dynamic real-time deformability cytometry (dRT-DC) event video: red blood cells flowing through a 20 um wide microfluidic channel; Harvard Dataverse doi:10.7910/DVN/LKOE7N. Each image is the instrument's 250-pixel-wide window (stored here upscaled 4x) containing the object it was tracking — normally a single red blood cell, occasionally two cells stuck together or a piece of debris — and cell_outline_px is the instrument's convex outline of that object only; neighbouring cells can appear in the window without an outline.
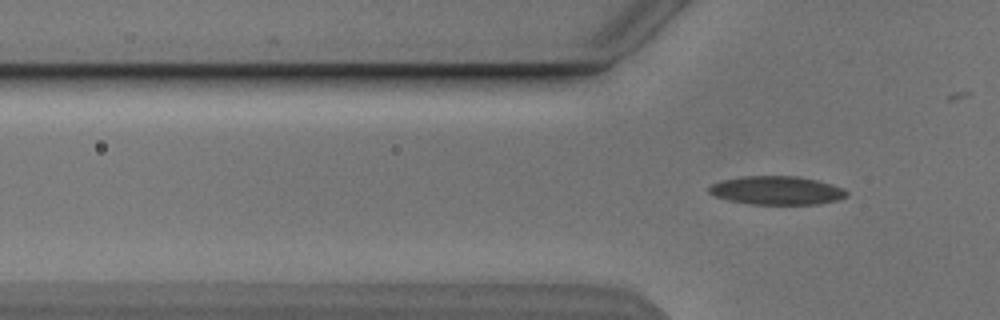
{"species": "Egyptian fruit bat (a non-hibernating species)", "species_latin": "Rousettus aegyptiacus", "temperature_condition": "cold", "stored_images_in_passage": 4, "camera_frame_rate_fps": 3000, "um_per_image_px": 0.085, "animal": {"sex": "male"}, "frame": {"image": 1, "passage_image": 4, "time_ms": 3.667, "image_size_px": [1000, 320], "cell_outline_px": [[848, 196], [836, 200], [816, 204], [752, 204], [728, 200], [716, 196], [708, 192], [708, 188], [712, 184], [724, 180], [744, 176], [796, 176], [816, 180], [832, 184], [844, 188], [848, 192]], "centroid_in_image_um": [66.05, 16.18], "position_along_channel_um": 59.8, "area_um2": 22.72}}